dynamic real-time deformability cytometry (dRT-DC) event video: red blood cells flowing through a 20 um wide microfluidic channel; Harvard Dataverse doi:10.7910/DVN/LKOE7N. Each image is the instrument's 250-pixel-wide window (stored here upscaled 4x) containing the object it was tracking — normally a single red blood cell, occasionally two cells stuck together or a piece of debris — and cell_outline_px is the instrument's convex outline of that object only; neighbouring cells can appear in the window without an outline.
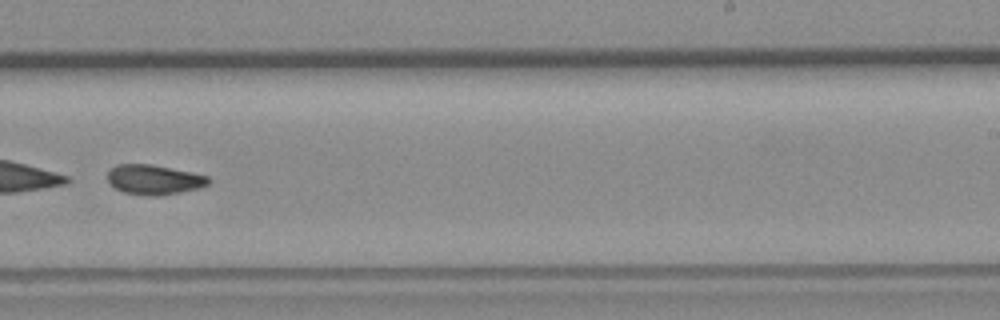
{"species": "common noctule bat (a hibernating species)", "species_latin": "Nyctalus noctula", "temperature_condition": "room temperature", "stored_images_in_passage": 44, "camera_frame_rate_fps": 3000, "um_per_image_px": 0.085, "animal": {"sex": "female", "body_mass_g": 19.3, "forearm_length_mm": 54.1}, "frame": {"image": 1, "passage_image": 24, "time_ms": 7.667, "image_size_px": [1000, 320], "cell_outline_px": [[212, 180], [208, 184], [200, 188], [160, 196], [152, 196], [124, 192], [116, 188], [108, 180], [108, 172], [116, 164], [152, 164], [192, 172], [208, 176]], "centroid_in_image_um": [13.14, 15.26], "position_along_channel_um": 275.9, "area_um2": 17.51}}
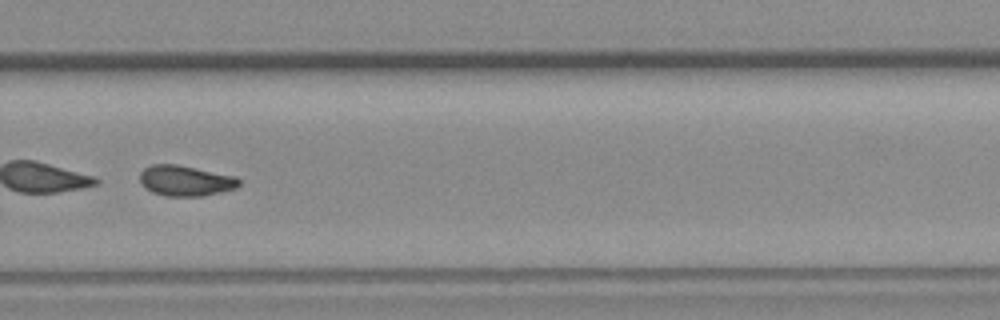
{"frame": {"image": 2, "passage_image": 27, "time_ms": 8.667, "image_size_px": [1000, 320], "cell_outline_px": [[240, 184], [236, 188], [204, 196], [164, 196], [152, 192], [144, 188], [140, 180], [140, 172], [144, 168], [152, 164], [176, 164], [236, 176], [240, 180]], "centroid_in_image_um": [15.75, 15.36], "position_along_channel_um": 314.0, "area_um2": 17.74}, "authors_computed_cell_mechanics": {"area_um2": 18.7272, "velocity_mm_per_s": 3.8149, "shape_relaxation_time_tau1_ms": 0.41, "shape_relaxation_time_tau2_ms": 4.6843, "deformation_change_tau1": 0.2485, "deformation_change_tau2": 0.1103}}